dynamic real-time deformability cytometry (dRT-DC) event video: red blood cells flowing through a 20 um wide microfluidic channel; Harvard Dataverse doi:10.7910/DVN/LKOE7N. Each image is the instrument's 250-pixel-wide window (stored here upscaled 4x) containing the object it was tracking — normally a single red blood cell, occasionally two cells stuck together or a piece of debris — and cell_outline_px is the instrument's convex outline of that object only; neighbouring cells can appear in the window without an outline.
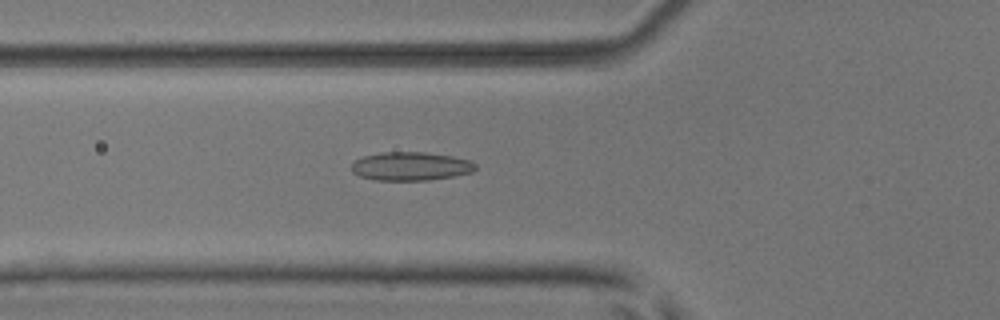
{"species": "common noctule bat (a hibernating species)", "species_latin": "Nyctalus noctula", "temperature_condition": "room temperature", "stored_images_in_passage": 51, "camera_frame_rate_fps": 3000, "um_per_image_px": 0.085, "animal": {"sex": "male", "body_mass_g": 17.9, "forearm_length_mm": 54.2}, "frame": {"image": 1, "passage_image": 19, "time_ms": 6.0, "image_size_px": [1000, 320], "cell_outline_px": [[476, 168], [472, 172], [452, 176], [428, 180], [376, 180], [360, 176], [352, 172], [352, 164], [356, 160], [364, 156], [380, 152], [424, 152], [452, 156], [472, 160], [476, 164]], "centroid_in_image_um": [34.93, 14.12], "position_along_channel_um": 90.9, "area_um2": 20.58}}
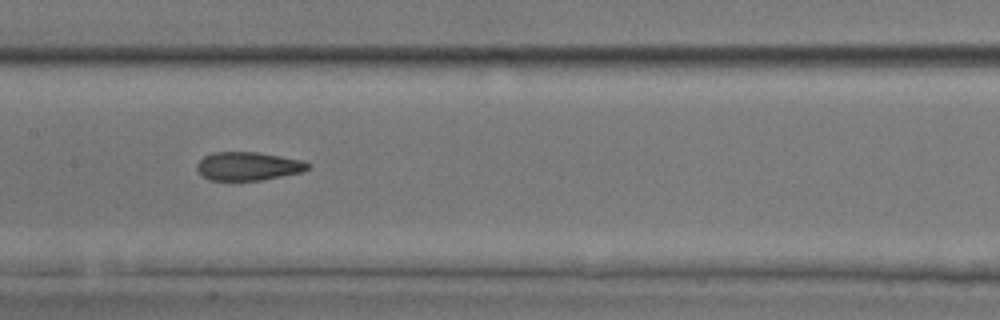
{"frame": {"image": 2, "passage_image": 26, "time_ms": 8.333, "image_size_px": [1000, 320], "cell_outline_px": [[312, 164], [308, 168], [300, 172], [260, 180], [208, 180], [196, 168], [196, 164], [204, 156], [212, 152], [256, 152], [304, 160]], "centroid_in_image_um": [21.08, 14.11], "position_along_channel_um": 186.3, "area_um2": 18.26}}
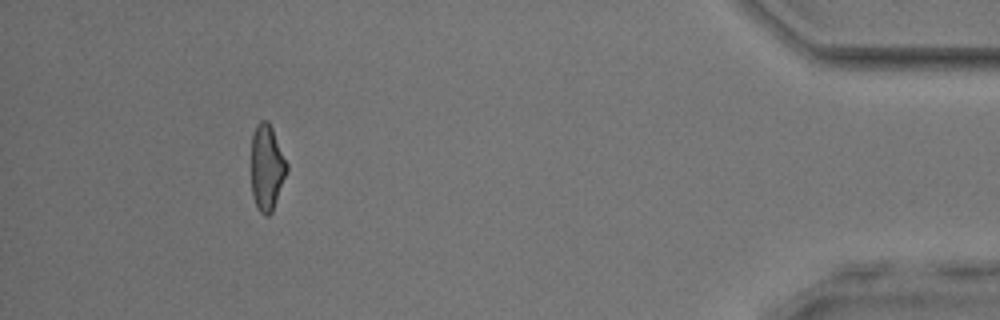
{"frame": {"image": 3, "passage_image": 47, "time_ms": 15.333, "image_size_px": [1000, 320], "cell_outline_px": [[288, 168], [272, 212], [268, 216], [264, 216], [260, 212], [252, 196], [252, 136], [256, 124], [260, 120], [268, 120], [272, 128], [288, 164]], "centroid_in_image_um": [22.68, 14.23], "position_along_channel_um": 412.5, "area_um2": 17.69}, "authors_computed_cell_mechanics": {"area_um2": 19.0162, "velocity_mm_per_s": 4.0834, "shape_relaxation_time_tau1_ms": null, "shape_relaxation_time_tau2_ms": 1.9035, "deformation_change_tau1": null, "deformation_change_tau2": 0.1006}}